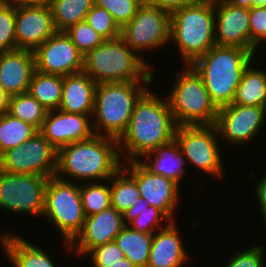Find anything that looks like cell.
<instances>
[{
    "label": "cell",
    "instance_id": "1",
    "mask_svg": "<svg viewBox=\"0 0 266 267\" xmlns=\"http://www.w3.org/2000/svg\"><path fill=\"white\" fill-rule=\"evenodd\" d=\"M177 126L168 100L148 89L135 103L129 126L118 140L122 162L142 159L148 152L171 142Z\"/></svg>",
    "mask_w": 266,
    "mask_h": 267
},
{
    "label": "cell",
    "instance_id": "2",
    "mask_svg": "<svg viewBox=\"0 0 266 267\" xmlns=\"http://www.w3.org/2000/svg\"><path fill=\"white\" fill-rule=\"evenodd\" d=\"M122 163L118 140L95 134L58 149L55 176L67 181L76 180V183L80 180L82 183L101 182L110 179Z\"/></svg>",
    "mask_w": 266,
    "mask_h": 267
},
{
    "label": "cell",
    "instance_id": "3",
    "mask_svg": "<svg viewBox=\"0 0 266 267\" xmlns=\"http://www.w3.org/2000/svg\"><path fill=\"white\" fill-rule=\"evenodd\" d=\"M255 57L256 54L241 47L214 45L191 66L201 76L211 100L220 108L232 103L243 72Z\"/></svg>",
    "mask_w": 266,
    "mask_h": 267
},
{
    "label": "cell",
    "instance_id": "4",
    "mask_svg": "<svg viewBox=\"0 0 266 267\" xmlns=\"http://www.w3.org/2000/svg\"><path fill=\"white\" fill-rule=\"evenodd\" d=\"M214 12V0H194L170 13V42L184 65H191L215 45Z\"/></svg>",
    "mask_w": 266,
    "mask_h": 267
},
{
    "label": "cell",
    "instance_id": "5",
    "mask_svg": "<svg viewBox=\"0 0 266 267\" xmlns=\"http://www.w3.org/2000/svg\"><path fill=\"white\" fill-rule=\"evenodd\" d=\"M152 82L128 81L97 84L92 114V118L95 117L92 121L94 134L119 140L129 126L135 103L148 90Z\"/></svg>",
    "mask_w": 266,
    "mask_h": 267
},
{
    "label": "cell",
    "instance_id": "6",
    "mask_svg": "<svg viewBox=\"0 0 266 267\" xmlns=\"http://www.w3.org/2000/svg\"><path fill=\"white\" fill-rule=\"evenodd\" d=\"M153 67L121 38L104 40L83 58V72L97 84L153 81Z\"/></svg>",
    "mask_w": 266,
    "mask_h": 267
},
{
    "label": "cell",
    "instance_id": "7",
    "mask_svg": "<svg viewBox=\"0 0 266 267\" xmlns=\"http://www.w3.org/2000/svg\"><path fill=\"white\" fill-rule=\"evenodd\" d=\"M183 67L167 97L176 124L214 125L219 108L211 100L201 76L195 69L191 65Z\"/></svg>",
    "mask_w": 266,
    "mask_h": 267
},
{
    "label": "cell",
    "instance_id": "8",
    "mask_svg": "<svg viewBox=\"0 0 266 267\" xmlns=\"http://www.w3.org/2000/svg\"><path fill=\"white\" fill-rule=\"evenodd\" d=\"M85 217L80 184L57 176L50 177L45 190V209L42 218L57 227L68 252L72 253L70 243L81 232Z\"/></svg>",
    "mask_w": 266,
    "mask_h": 267
},
{
    "label": "cell",
    "instance_id": "9",
    "mask_svg": "<svg viewBox=\"0 0 266 267\" xmlns=\"http://www.w3.org/2000/svg\"><path fill=\"white\" fill-rule=\"evenodd\" d=\"M175 141L185 160L218 180L223 177V157L216 125L177 126Z\"/></svg>",
    "mask_w": 266,
    "mask_h": 267
},
{
    "label": "cell",
    "instance_id": "10",
    "mask_svg": "<svg viewBox=\"0 0 266 267\" xmlns=\"http://www.w3.org/2000/svg\"><path fill=\"white\" fill-rule=\"evenodd\" d=\"M48 177L0 170V209L42 217Z\"/></svg>",
    "mask_w": 266,
    "mask_h": 267
},
{
    "label": "cell",
    "instance_id": "11",
    "mask_svg": "<svg viewBox=\"0 0 266 267\" xmlns=\"http://www.w3.org/2000/svg\"><path fill=\"white\" fill-rule=\"evenodd\" d=\"M171 14L143 3L129 23L121 28V38L141 57L146 50H160L170 42ZM144 50V51H143Z\"/></svg>",
    "mask_w": 266,
    "mask_h": 267
},
{
    "label": "cell",
    "instance_id": "12",
    "mask_svg": "<svg viewBox=\"0 0 266 267\" xmlns=\"http://www.w3.org/2000/svg\"><path fill=\"white\" fill-rule=\"evenodd\" d=\"M58 150L40 133L3 152L0 170L16 174L55 176Z\"/></svg>",
    "mask_w": 266,
    "mask_h": 267
},
{
    "label": "cell",
    "instance_id": "13",
    "mask_svg": "<svg viewBox=\"0 0 266 267\" xmlns=\"http://www.w3.org/2000/svg\"><path fill=\"white\" fill-rule=\"evenodd\" d=\"M265 122L266 108L231 103L219 108L215 125L221 141L237 147L254 140Z\"/></svg>",
    "mask_w": 266,
    "mask_h": 267
},
{
    "label": "cell",
    "instance_id": "14",
    "mask_svg": "<svg viewBox=\"0 0 266 267\" xmlns=\"http://www.w3.org/2000/svg\"><path fill=\"white\" fill-rule=\"evenodd\" d=\"M122 167L135 179L141 199L161 210L171 221H175L180 185L150 172L139 160L123 162Z\"/></svg>",
    "mask_w": 266,
    "mask_h": 267
},
{
    "label": "cell",
    "instance_id": "15",
    "mask_svg": "<svg viewBox=\"0 0 266 267\" xmlns=\"http://www.w3.org/2000/svg\"><path fill=\"white\" fill-rule=\"evenodd\" d=\"M36 70L44 74L70 75L83 71L84 55L65 31H56L35 51Z\"/></svg>",
    "mask_w": 266,
    "mask_h": 267
},
{
    "label": "cell",
    "instance_id": "16",
    "mask_svg": "<svg viewBox=\"0 0 266 267\" xmlns=\"http://www.w3.org/2000/svg\"><path fill=\"white\" fill-rule=\"evenodd\" d=\"M16 50L35 51L55 29L49 5H16Z\"/></svg>",
    "mask_w": 266,
    "mask_h": 267
},
{
    "label": "cell",
    "instance_id": "17",
    "mask_svg": "<svg viewBox=\"0 0 266 267\" xmlns=\"http://www.w3.org/2000/svg\"><path fill=\"white\" fill-rule=\"evenodd\" d=\"M215 45L237 46L250 50L249 9L227 0H214Z\"/></svg>",
    "mask_w": 266,
    "mask_h": 267
},
{
    "label": "cell",
    "instance_id": "18",
    "mask_svg": "<svg viewBox=\"0 0 266 267\" xmlns=\"http://www.w3.org/2000/svg\"><path fill=\"white\" fill-rule=\"evenodd\" d=\"M125 226L123 214L110 207L85 217L83 228L70 243V248L79 256L88 255L92 249L113 242Z\"/></svg>",
    "mask_w": 266,
    "mask_h": 267
},
{
    "label": "cell",
    "instance_id": "19",
    "mask_svg": "<svg viewBox=\"0 0 266 267\" xmlns=\"http://www.w3.org/2000/svg\"><path fill=\"white\" fill-rule=\"evenodd\" d=\"M91 116L65 111L51 110L40 129V133L58 150L73 142L91 138L94 134Z\"/></svg>",
    "mask_w": 266,
    "mask_h": 267
},
{
    "label": "cell",
    "instance_id": "20",
    "mask_svg": "<svg viewBox=\"0 0 266 267\" xmlns=\"http://www.w3.org/2000/svg\"><path fill=\"white\" fill-rule=\"evenodd\" d=\"M35 70L34 51L0 52V87L9 96L28 92Z\"/></svg>",
    "mask_w": 266,
    "mask_h": 267
},
{
    "label": "cell",
    "instance_id": "21",
    "mask_svg": "<svg viewBox=\"0 0 266 267\" xmlns=\"http://www.w3.org/2000/svg\"><path fill=\"white\" fill-rule=\"evenodd\" d=\"M175 223L171 221L153 233L147 267H183L188 262L189 255Z\"/></svg>",
    "mask_w": 266,
    "mask_h": 267
},
{
    "label": "cell",
    "instance_id": "22",
    "mask_svg": "<svg viewBox=\"0 0 266 267\" xmlns=\"http://www.w3.org/2000/svg\"><path fill=\"white\" fill-rule=\"evenodd\" d=\"M97 83L86 73L63 76V88L59 110L91 116L94 109Z\"/></svg>",
    "mask_w": 266,
    "mask_h": 267
},
{
    "label": "cell",
    "instance_id": "23",
    "mask_svg": "<svg viewBox=\"0 0 266 267\" xmlns=\"http://www.w3.org/2000/svg\"><path fill=\"white\" fill-rule=\"evenodd\" d=\"M139 161L152 173L169 178L179 185L186 172V160L173 139L145 154Z\"/></svg>",
    "mask_w": 266,
    "mask_h": 267
},
{
    "label": "cell",
    "instance_id": "24",
    "mask_svg": "<svg viewBox=\"0 0 266 267\" xmlns=\"http://www.w3.org/2000/svg\"><path fill=\"white\" fill-rule=\"evenodd\" d=\"M0 238L1 247L14 267H57L46 251L18 233L7 232Z\"/></svg>",
    "mask_w": 266,
    "mask_h": 267
},
{
    "label": "cell",
    "instance_id": "25",
    "mask_svg": "<svg viewBox=\"0 0 266 267\" xmlns=\"http://www.w3.org/2000/svg\"><path fill=\"white\" fill-rule=\"evenodd\" d=\"M252 64L243 72L232 103L266 108V70L257 69Z\"/></svg>",
    "mask_w": 266,
    "mask_h": 267
},
{
    "label": "cell",
    "instance_id": "26",
    "mask_svg": "<svg viewBox=\"0 0 266 267\" xmlns=\"http://www.w3.org/2000/svg\"><path fill=\"white\" fill-rule=\"evenodd\" d=\"M123 222L135 232L153 234L167 226L171 220L161 210L140 199L123 213Z\"/></svg>",
    "mask_w": 266,
    "mask_h": 267
},
{
    "label": "cell",
    "instance_id": "27",
    "mask_svg": "<svg viewBox=\"0 0 266 267\" xmlns=\"http://www.w3.org/2000/svg\"><path fill=\"white\" fill-rule=\"evenodd\" d=\"M153 234L133 231L126 225L115 237L125 257L136 267H147Z\"/></svg>",
    "mask_w": 266,
    "mask_h": 267
},
{
    "label": "cell",
    "instance_id": "28",
    "mask_svg": "<svg viewBox=\"0 0 266 267\" xmlns=\"http://www.w3.org/2000/svg\"><path fill=\"white\" fill-rule=\"evenodd\" d=\"M63 76L34 71L28 92L48 111L60 107Z\"/></svg>",
    "mask_w": 266,
    "mask_h": 267
},
{
    "label": "cell",
    "instance_id": "29",
    "mask_svg": "<svg viewBox=\"0 0 266 267\" xmlns=\"http://www.w3.org/2000/svg\"><path fill=\"white\" fill-rule=\"evenodd\" d=\"M94 5L95 0H51L49 6L55 29L65 31L70 26L85 21Z\"/></svg>",
    "mask_w": 266,
    "mask_h": 267
},
{
    "label": "cell",
    "instance_id": "30",
    "mask_svg": "<svg viewBox=\"0 0 266 267\" xmlns=\"http://www.w3.org/2000/svg\"><path fill=\"white\" fill-rule=\"evenodd\" d=\"M111 207L123 214L132 208L141 196L135 179L121 167L110 179Z\"/></svg>",
    "mask_w": 266,
    "mask_h": 267
},
{
    "label": "cell",
    "instance_id": "31",
    "mask_svg": "<svg viewBox=\"0 0 266 267\" xmlns=\"http://www.w3.org/2000/svg\"><path fill=\"white\" fill-rule=\"evenodd\" d=\"M39 132L34 126L13 117L8 112L0 116V147L2 153L22 145Z\"/></svg>",
    "mask_w": 266,
    "mask_h": 267
},
{
    "label": "cell",
    "instance_id": "32",
    "mask_svg": "<svg viewBox=\"0 0 266 267\" xmlns=\"http://www.w3.org/2000/svg\"><path fill=\"white\" fill-rule=\"evenodd\" d=\"M48 110L29 92L10 96L8 113L40 131Z\"/></svg>",
    "mask_w": 266,
    "mask_h": 267
},
{
    "label": "cell",
    "instance_id": "33",
    "mask_svg": "<svg viewBox=\"0 0 266 267\" xmlns=\"http://www.w3.org/2000/svg\"><path fill=\"white\" fill-rule=\"evenodd\" d=\"M99 183L86 182L80 184V196L86 217L99 213L111 207V193L109 179ZM103 183V184H102ZM108 184V185H107Z\"/></svg>",
    "mask_w": 266,
    "mask_h": 267
},
{
    "label": "cell",
    "instance_id": "34",
    "mask_svg": "<svg viewBox=\"0 0 266 267\" xmlns=\"http://www.w3.org/2000/svg\"><path fill=\"white\" fill-rule=\"evenodd\" d=\"M16 5L0 0V52L16 50Z\"/></svg>",
    "mask_w": 266,
    "mask_h": 267
},
{
    "label": "cell",
    "instance_id": "35",
    "mask_svg": "<svg viewBox=\"0 0 266 267\" xmlns=\"http://www.w3.org/2000/svg\"><path fill=\"white\" fill-rule=\"evenodd\" d=\"M85 22L105 40H112L121 36V28L114 21L112 15L97 5H94L88 12Z\"/></svg>",
    "mask_w": 266,
    "mask_h": 267
},
{
    "label": "cell",
    "instance_id": "36",
    "mask_svg": "<svg viewBox=\"0 0 266 267\" xmlns=\"http://www.w3.org/2000/svg\"><path fill=\"white\" fill-rule=\"evenodd\" d=\"M65 33L83 55L105 40L85 21L70 26Z\"/></svg>",
    "mask_w": 266,
    "mask_h": 267
},
{
    "label": "cell",
    "instance_id": "37",
    "mask_svg": "<svg viewBox=\"0 0 266 267\" xmlns=\"http://www.w3.org/2000/svg\"><path fill=\"white\" fill-rule=\"evenodd\" d=\"M143 0H95V5L108 11L122 28L135 16Z\"/></svg>",
    "mask_w": 266,
    "mask_h": 267
},
{
    "label": "cell",
    "instance_id": "38",
    "mask_svg": "<svg viewBox=\"0 0 266 267\" xmlns=\"http://www.w3.org/2000/svg\"><path fill=\"white\" fill-rule=\"evenodd\" d=\"M250 14V51L255 54L262 42H266V7L253 6ZM259 44V45H258Z\"/></svg>",
    "mask_w": 266,
    "mask_h": 267
},
{
    "label": "cell",
    "instance_id": "39",
    "mask_svg": "<svg viewBox=\"0 0 266 267\" xmlns=\"http://www.w3.org/2000/svg\"><path fill=\"white\" fill-rule=\"evenodd\" d=\"M263 250L262 245H255L241 252H233L225 267H266Z\"/></svg>",
    "mask_w": 266,
    "mask_h": 267
},
{
    "label": "cell",
    "instance_id": "40",
    "mask_svg": "<svg viewBox=\"0 0 266 267\" xmlns=\"http://www.w3.org/2000/svg\"><path fill=\"white\" fill-rule=\"evenodd\" d=\"M85 256H91L92 263H113L125 257L115 241L98 246Z\"/></svg>",
    "mask_w": 266,
    "mask_h": 267
},
{
    "label": "cell",
    "instance_id": "41",
    "mask_svg": "<svg viewBox=\"0 0 266 267\" xmlns=\"http://www.w3.org/2000/svg\"><path fill=\"white\" fill-rule=\"evenodd\" d=\"M194 0H143V3L172 12Z\"/></svg>",
    "mask_w": 266,
    "mask_h": 267
},
{
    "label": "cell",
    "instance_id": "42",
    "mask_svg": "<svg viewBox=\"0 0 266 267\" xmlns=\"http://www.w3.org/2000/svg\"><path fill=\"white\" fill-rule=\"evenodd\" d=\"M254 190L259 202L258 205L261 209L263 222L266 224V174L259 182H257Z\"/></svg>",
    "mask_w": 266,
    "mask_h": 267
},
{
    "label": "cell",
    "instance_id": "43",
    "mask_svg": "<svg viewBox=\"0 0 266 267\" xmlns=\"http://www.w3.org/2000/svg\"><path fill=\"white\" fill-rule=\"evenodd\" d=\"M234 6L250 9L253 6L266 7V0H227Z\"/></svg>",
    "mask_w": 266,
    "mask_h": 267
},
{
    "label": "cell",
    "instance_id": "44",
    "mask_svg": "<svg viewBox=\"0 0 266 267\" xmlns=\"http://www.w3.org/2000/svg\"><path fill=\"white\" fill-rule=\"evenodd\" d=\"M92 267H136L132 264L126 257L117 260V262L113 263H92Z\"/></svg>",
    "mask_w": 266,
    "mask_h": 267
},
{
    "label": "cell",
    "instance_id": "45",
    "mask_svg": "<svg viewBox=\"0 0 266 267\" xmlns=\"http://www.w3.org/2000/svg\"><path fill=\"white\" fill-rule=\"evenodd\" d=\"M10 96L0 87V116L8 112Z\"/></svg>",
    "mask_w": 266,
    "mask_h": 267
},
{
    "label": "cell",
    "instance_id": "46",
    "mask_svg": "<svg viewBox=\"0 0 266 267\" xmlns=\"http://www.w3.org/2000/svg\"><path fill=\"white\" fill-rule=\"evenodd\" d=\"M15 5H49L51 0H9Z\"/></svg>",
    "mask_w": 266,
    "mask_h": 267
},
{
    "label": "cell",
    "instance_id": "47",
    "mask_svg": "<svg viewBox=\"0 0 266 267\" xmlns=\"http://www.w3.org/2000/svg\"><path fill=\"white\" fill-rule=\"evenodd\" d=\"M2 151H1V147H0V160H1V157H2Z\"/></svg>",
    "mask_w": 266,
    "mask_h": 267
}]
</instances>
